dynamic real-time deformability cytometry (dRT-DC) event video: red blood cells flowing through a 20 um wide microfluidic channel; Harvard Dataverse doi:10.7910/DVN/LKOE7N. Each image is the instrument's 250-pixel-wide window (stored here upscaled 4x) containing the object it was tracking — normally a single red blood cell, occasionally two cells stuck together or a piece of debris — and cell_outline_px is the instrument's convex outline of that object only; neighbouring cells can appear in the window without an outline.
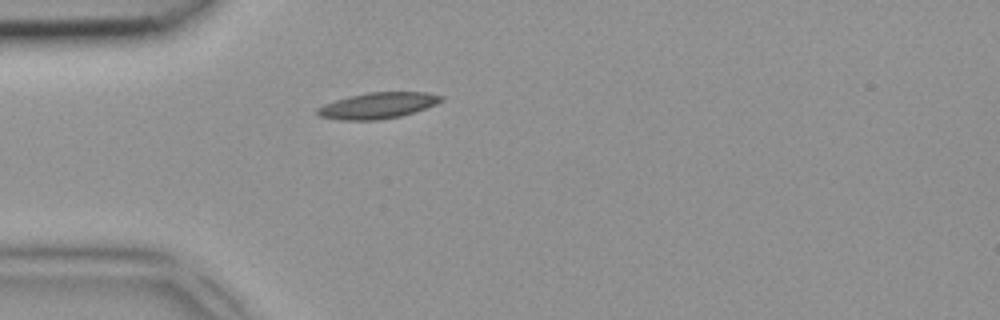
{"species": "common noctule bat (a hibernating species)", "species_latin": "Nyctalus noctula", "temperature_condition": "room temperature", "stored_images_in_passage": 4, "camera_frame_rate_fps": 3000, "um_per_image_px": 0.085, "animal": {"sex": "female", "body_mass_g": 18.4}, "frame": {"image": 1, "passage_image": 4, "time_ms": 1.0, "image_size_px": [1000, 320], "cell_outline_px": [[444, 100], [436, 104], [400, 116], [380, 120], [340, 120], [320, 116], [316, 112], [316, 108], [324, 104], [348, 96], [368, 92], [428, 92], [444, 96]], "centroid_in_image_um": [32.11, 8.96], "position_along_channel_um": 52.9, "area_um2": 18.79}}